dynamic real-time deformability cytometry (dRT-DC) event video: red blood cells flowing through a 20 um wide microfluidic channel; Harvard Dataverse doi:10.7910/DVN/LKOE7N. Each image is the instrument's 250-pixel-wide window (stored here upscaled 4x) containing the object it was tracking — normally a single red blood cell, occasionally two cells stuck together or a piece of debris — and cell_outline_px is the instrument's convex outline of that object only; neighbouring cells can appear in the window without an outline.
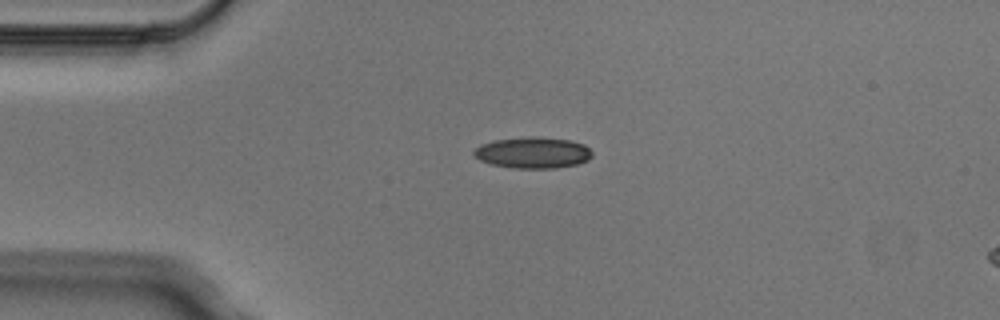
{"species": "Egyptian fruit bat (a non-hibernating species)", "species_latin": "Rousettus aegyptiacus", "temperature_condition": "cold", "stored_images_in_passage": 3, "camera_frame_rate_fps": 3000, "um_per_image_px": 0.085, "animal": {"sex": "male"}, "frame": {"image": 1, "passage_image": 2, "time_ms": 0.333, "image_size_px": [1000, 320], "cell_outline_px": [[592, 156], [588, 160], [576, 164], [556, 168], [512, 168], [492, 164], [480, 160], [472, 152], [480, 144], [496, 140], [528, 136], [536, 136], [568, 140], [584, 144], [592, 152]], "centroid_in_image_um": [45.3, 12.97], "position_along_channel_um": 39.7, "area_um2": 21.44}}